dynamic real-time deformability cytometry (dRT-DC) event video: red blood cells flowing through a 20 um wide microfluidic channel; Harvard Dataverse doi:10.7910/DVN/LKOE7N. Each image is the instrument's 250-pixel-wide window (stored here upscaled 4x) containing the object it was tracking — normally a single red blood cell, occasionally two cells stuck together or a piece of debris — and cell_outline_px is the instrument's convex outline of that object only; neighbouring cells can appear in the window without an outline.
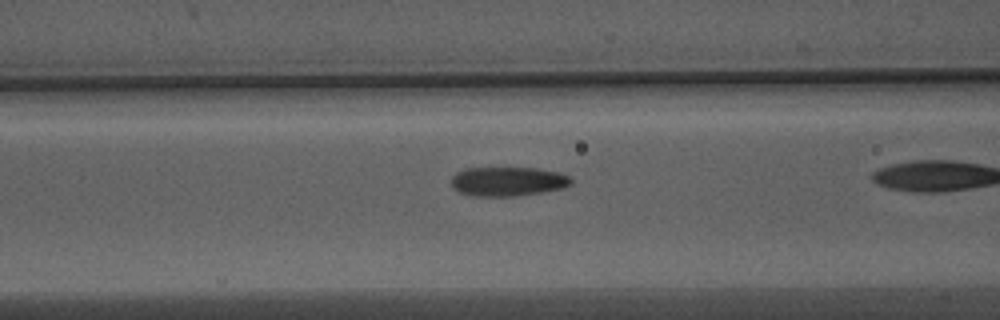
{"species": "Egyptian fruit bat (a non-hibernating species)", "species_latin": "Rousettus aegyptiacus", "temperature_condition": "warm", "stored_images_in_passage": 38, "camera_frame_rate_fps": 3000, "um_per_image_px": 0.085, "animal": {"sex": "male"}, "frame": {"image": 1, "passage_image": 18, "time_ms": 5.667, "image_size_px": [1000, 320], "cell_outline_px": [[572, 184], [564, 188], [516, 196], [472, 196], [460, 192], [452, 184], [452, 176], [456, 172], [464, 168], [536, 168], [560, 172], [568, 176], [572, 180]], "centroid_in_image_um": [43.18, 15.41], "position_along_channel_um": 123.4, "area_um2": 20.4}}
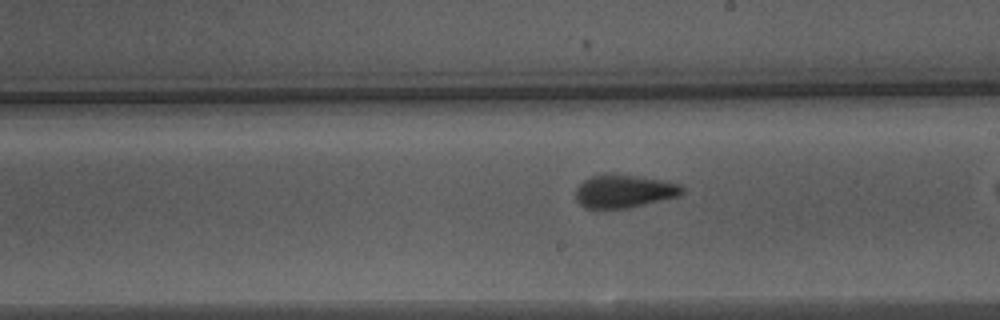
{"frame": {"image": 2, "passage_image": 27, "time_ms": 8.667, "image_size_px": [1000, 320], "cell_outline_px": [[684, 192], [680, 196], [628, 208], [584, 208], [576, 200], [576, 188], [584, 180], [592, 176], [636, 176], [664, 180], [680, 184], [684, 188]], "centroid_in_image_um": [53.09, 16.28], "position_along_channel_um": 235.9, "area_um2": 20.11}}
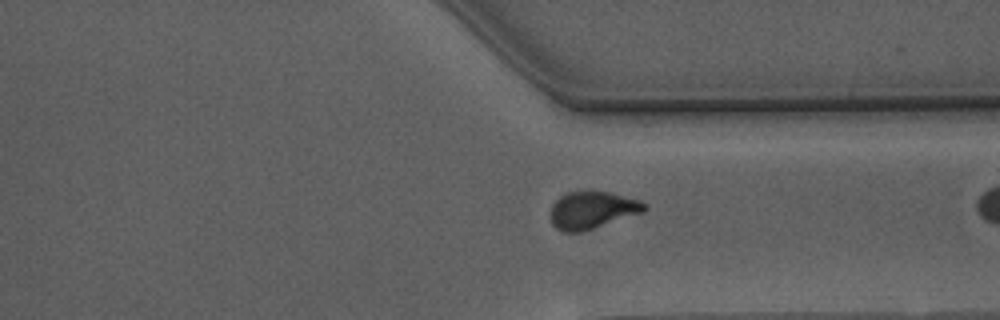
{"frame": {"image": 3, "passage_image": 37, "time_ms": 12.0, "image_size_px": [1000, 320], "cell_outline_px": [[648, 208], [644, 212], [580, 232], [564, 232], [556, 228], [552, 224], [552, 204], [560, 196], [568, 192], [608, 192], [640, 200], [648, 204]], "centroid_in_image_um": [50.37, 17.86], "position_along_channel_um": 361.0, "area_um2": 20.11}}